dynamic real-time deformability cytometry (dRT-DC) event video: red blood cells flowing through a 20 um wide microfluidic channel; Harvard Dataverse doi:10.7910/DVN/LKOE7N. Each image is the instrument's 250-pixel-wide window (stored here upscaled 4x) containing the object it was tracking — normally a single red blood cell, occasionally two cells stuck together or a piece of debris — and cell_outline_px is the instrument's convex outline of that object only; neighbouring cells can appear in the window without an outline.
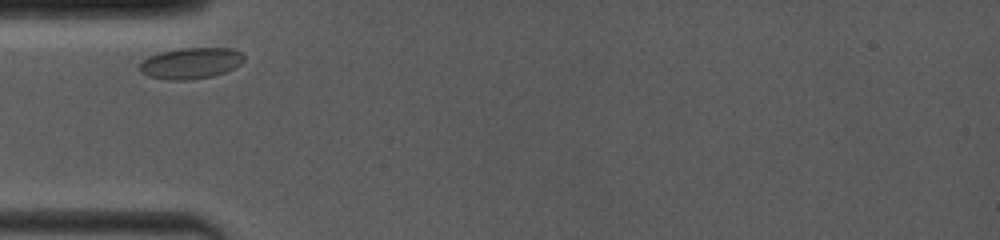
{"species": "common noctule bat (a hibernating species)", "species_latin": "Nyctalus noctula", "temperature_condition": "room temperature", "stored_images_in_passage": 26, "camera_frame_rate_fps": 4000, "um_per_image_px": 0.085, "animal": {"sex": "female", "body_mass_g": 19.0, "forearm_length_mm": 53.3}, "frame": {"image": 1, "passage_image": 1, "time_ms": 0.0, "image_size_px": [1000, 240], "cell_outline_px": [[244, 60], [240, 64], [224, 72], [212, 76], [188, 80], [168, 80], [148, 76], [140, 72], [136, 68], [140, 60], [148, 56], [160, 52], [180, 48], [232, 48], [240, 52], [244, 56]], "centroid_in_image_um": [16.14, 5.37], "position_along_channel_um": 68.9, "area_um2": 19.13}}
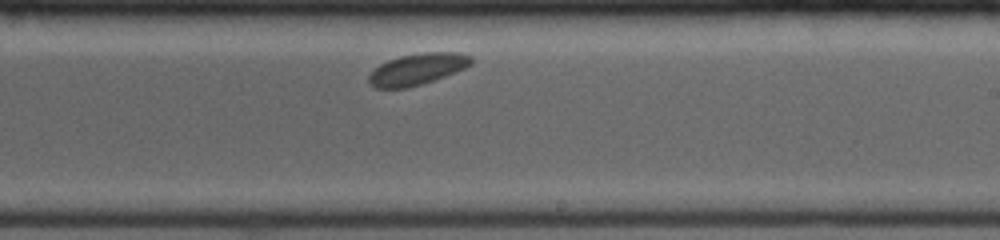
{"frame": {"image": 2, "passage_image": 15, "time_ms": 5.0, "image_size_px": [1000, 240], "cell_outline_px": [[472, 64], [464, 68], [444, 76], [408, 88], [376, 88], [368, 80], [368, 76], [380, 64], [388, 60], [400, 56], [424, 52], [460, 52], [472, 56]], "centroid_in_image_um": [35.49, 5.86], "position_along_channel_um": 253.5, "area_um2": 18.5}}
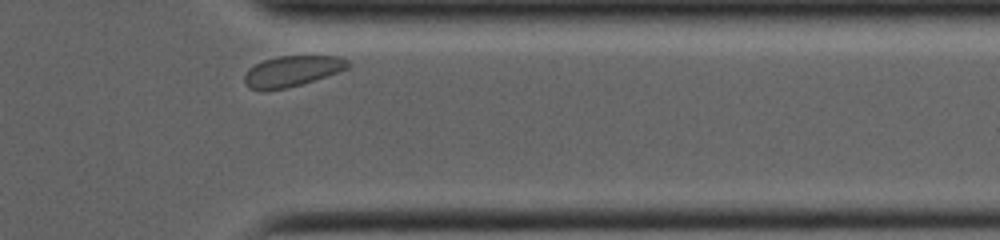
{"frame": {"image": 3, "passage_image": 25, "time_ms": 8.5, "image_size_px": [1000, 240], "cell_outline_px": [[348, 68], [300, 84], [268, 92], [260, 92], [248, 88], [244, 80], [244, 76], [248, 68], [264, 60], [276, 56], [340, 56], [348, 60]], "centroid_in_image_um": [24.74, 6.06], "position_along_channel_um": 386.7, "area_um2": 18.5}}